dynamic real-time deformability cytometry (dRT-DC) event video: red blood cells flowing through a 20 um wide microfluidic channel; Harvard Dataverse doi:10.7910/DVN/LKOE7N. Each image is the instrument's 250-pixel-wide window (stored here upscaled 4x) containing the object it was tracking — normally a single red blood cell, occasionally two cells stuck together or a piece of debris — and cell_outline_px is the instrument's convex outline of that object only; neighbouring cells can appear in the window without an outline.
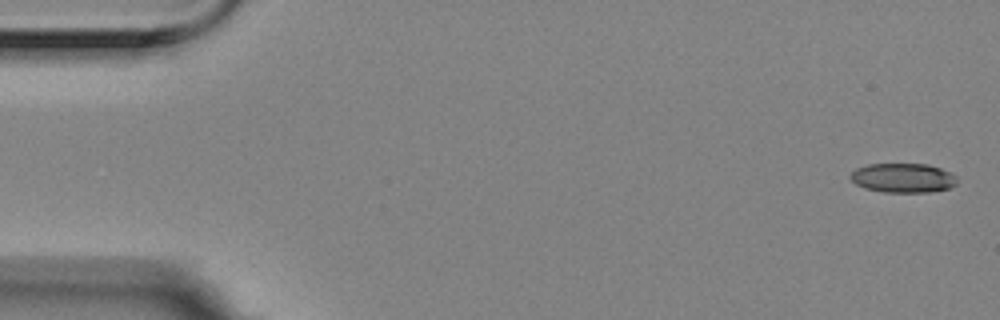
{"species": "Egyptian fruit bat (a non-hibernating species)", "species_latin": "Rousettus aegyptiacus", "temperature_condition": "room temperature", "stored_images_in_passage": 5, "camera_frame_rate_fps": 3000, "um_per_image_px": 0.085, "animal": {"sex": "female"}, "frame": {"image": 1, "passage_image": 1, "time_ms": 0.0, "image_size_px": [1000, 320], "cell_outline_px": [[956, 184], [948, 188], [928, 192], [884, 192], [864, 188], [856, 184], [848, 176], [856, 168], [868, 164], [928, 164], [940, 168], [956, 176]], "centroid_in_image_um": [76.72, 15.12], "position_along_channel_um": 8.3, "area_um2": 18.15}}
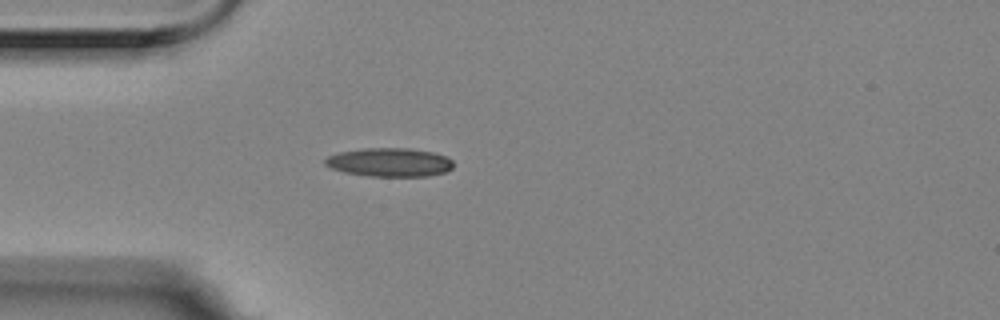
{"frame": {"image": 2, "passage_image": 5, "time_ms": 1.333, "image_size_px": [1000, 320], "cell_outline_px": [[452, 168], [444, 172], [428, 176], [372, 176], [344, 172], [332, 168], [324, 164], [324, 160], [328, 156], [340, 152], [364, 148], [408, 148], [432, 152], [448, 156], [452, 160]], "centroid_in_image_um": [33.12, 13.79], "position_along_channel_um": 51.9, "area_um2": 21.33}}